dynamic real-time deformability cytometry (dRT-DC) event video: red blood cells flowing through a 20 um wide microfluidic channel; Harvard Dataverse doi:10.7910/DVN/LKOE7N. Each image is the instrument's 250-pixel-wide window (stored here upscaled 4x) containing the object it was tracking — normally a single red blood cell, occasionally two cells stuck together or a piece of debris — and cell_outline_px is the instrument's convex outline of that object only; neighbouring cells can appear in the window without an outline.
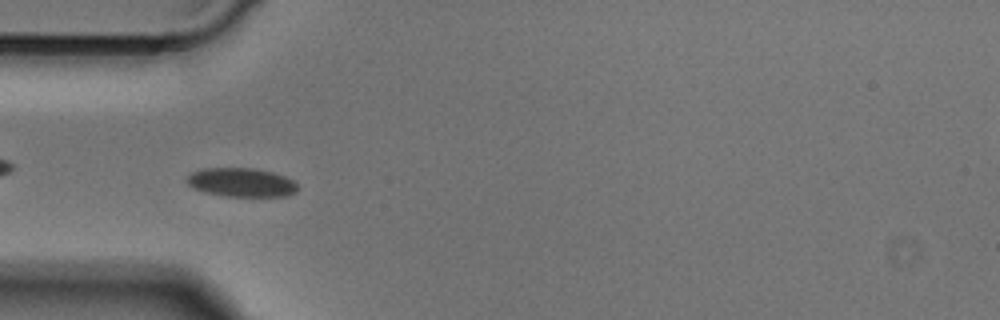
{"species": "Egyptian fruit bat (a non-hibernating species)", "species_latin": "Rousettus aegyptiacus", "temperature_condition": "cold", "stored_images_in_passage": 49, "camera_frame_rate_fps": 3000, "um_per_image_px": 0.085, "animal": {"sex": "male"}, "frame": {"image": 1, "passage_image": 14, "time_ms": 4.333, "image_size_px": [1000, 320], "cell_outline_px": [[296, 192], [288, 196], [228, 196], [204, 192], [192, 188], [188, 184], [188, 176], [192, 172], [204, 168], [256, 168], [272, 172], [284, 176], [292, 180], [296, 184]], "centroid_in_image_um": [20.51, 15.5], "position_along_channel_um": 64.5, "area_um2": 18.5}}
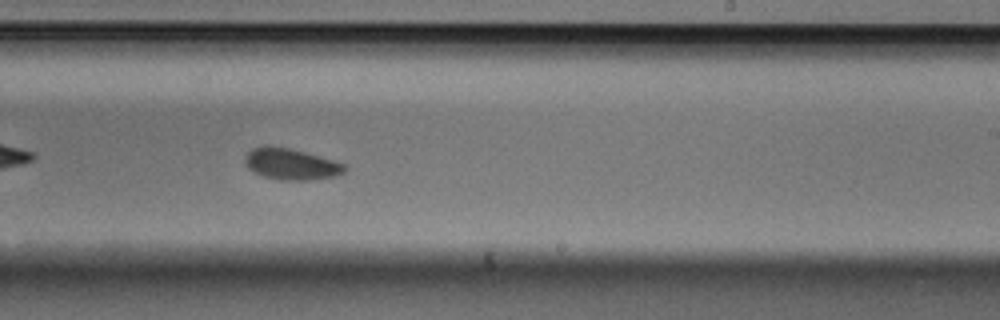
{"frame": {"image": 2, "passage_image": 29, "time_ms": 9.333, "image_size_px": [1000, 320], "cell_outline_px": [[348, 168], [344, 172], [336, 176], [308, 180], [280, 180], [264, 176], [248, 168], [244, 164], [244, 156], [252, 148], [264, 144], [268, 144], [288, 148], [320, 156], [348, 164]], "centroid_in_image_um": [24.74, 13.93], "position_along_channel_um": 264.3, "area_um2": 18.44}}
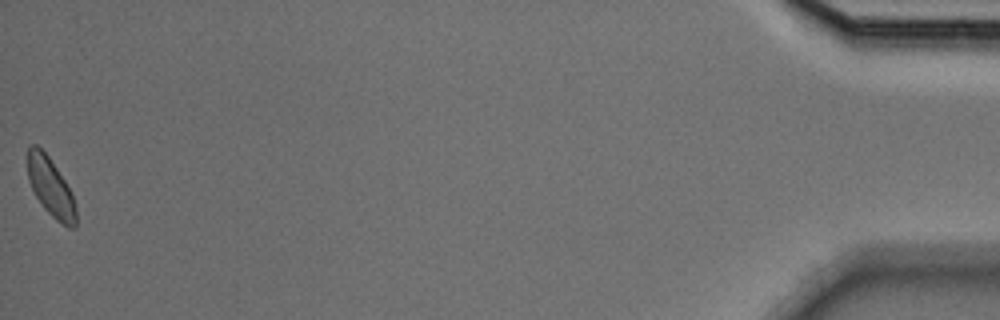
{"frame": {"image": 3, "passage_image": 49, "time_ms": 16.0, "image_size_px": [1000, 320], "cell_outline_px": [[76, 228], [68, 228], [56, 220], [44, 208], [36, 196], [28, 180], [28, 144], [36, 144], [48, 156], [72, 192], [76, 208]], "centroid_in_image_um": [4.32, 15.93], "position_along_channel_um": 430.9, "area_um2": 16.42}}